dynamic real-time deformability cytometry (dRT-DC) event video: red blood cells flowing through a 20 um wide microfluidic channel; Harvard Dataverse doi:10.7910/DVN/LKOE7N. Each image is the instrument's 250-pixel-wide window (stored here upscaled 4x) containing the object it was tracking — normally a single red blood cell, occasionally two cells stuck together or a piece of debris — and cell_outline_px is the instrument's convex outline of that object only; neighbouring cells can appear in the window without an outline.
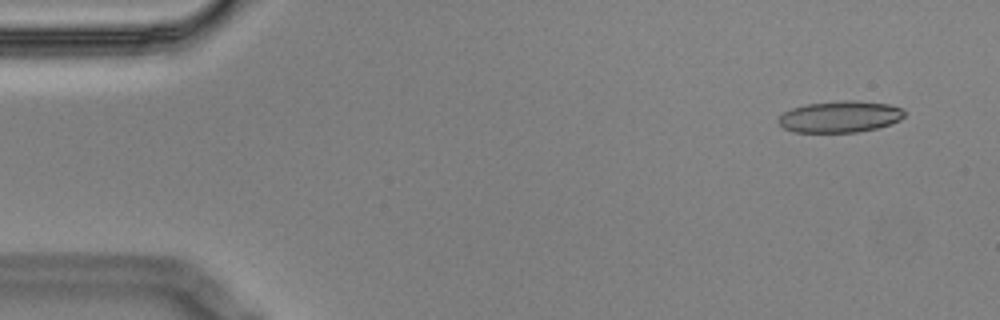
{"species": "Egyptian fruit bat (a non-hibernating species)", "species_latin": "Rousettus aegyptiacus", "temperature_condition": "cold", "stored_images_in_passage": 4, "camera_frame_rate_fps": 3000, "um_per_image_px": 0.085, "animal": {"sex": "male"}, "frame": {"image": 1, "passage_image": 2, "time_ms": 0.333, "image_size_px": [1000, 320], "cell_outline_px": [[904, 116], [900, 120], [876, 128], [856, 132], [792, 132], [784, 128], [776, 120], [784, 112], [792, 108], [804, 104], [844, 100], [852, 100], [888, 104], [900, 108], [904, 112]], "centroid_in_image_um": [71.35, 9.92], "position_along_channel_um": 13.6, "area_um2": 23.0}}
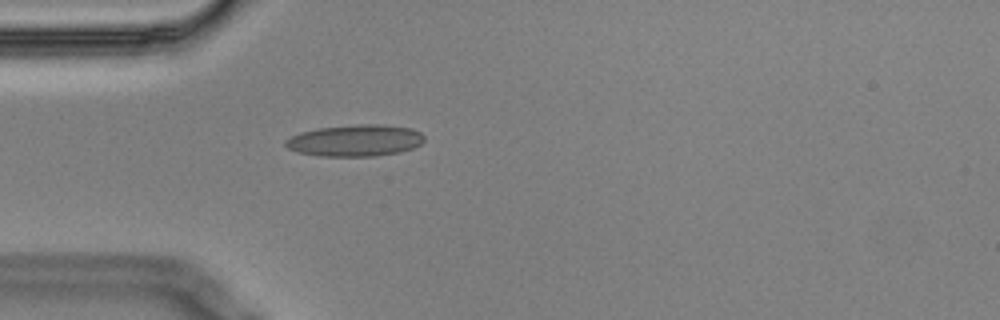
{"frame": {"image": 2, "passage_image": 4, "time_ms": 1.0, "image_size_px": [1000, 320], "cell_outline_px": [[424, 140], [420, 144], [412, 148], [400, 152], [376, 156], [320, 156], [296, 152], [288, 148], [284, 144], [284, 140], [300, 132], [316, 128], [360, 124], [380, 124], [412, 128], [420, 132], [424, 136]], "centroid_in_image_um": [30.18, 11.94], "position_along_channel_um": 54.8, "area_um2": 25.72}}